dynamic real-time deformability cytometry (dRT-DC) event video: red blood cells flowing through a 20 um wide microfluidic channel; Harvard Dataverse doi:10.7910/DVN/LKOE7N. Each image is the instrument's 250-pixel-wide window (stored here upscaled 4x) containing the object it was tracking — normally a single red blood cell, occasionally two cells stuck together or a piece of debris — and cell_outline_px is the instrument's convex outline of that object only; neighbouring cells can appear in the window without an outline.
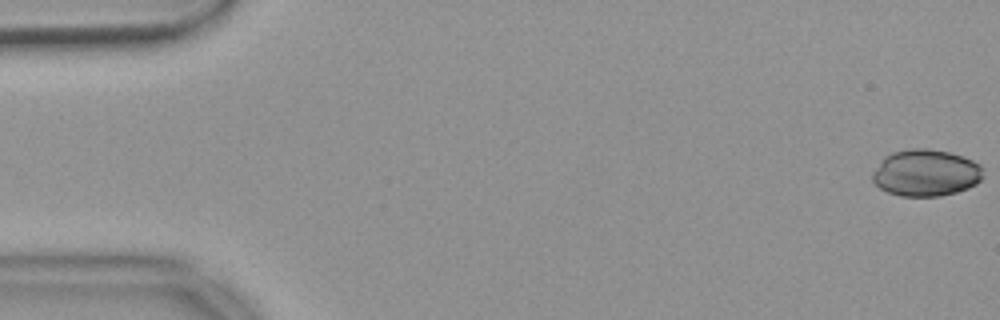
{"species": "common noctule bat (a hibernating species)", "species_latin": "Nyctalus noctula", "temperature_condition": "warm", "stored_images_in_passage": 55, "camera_frame_rate_fps": 3000, "um_per_image_px": 0.085, "animal": {"sex": "female", "body_mass_g": 18.4}, "frame": {"image": 1, "passage_image": 1, "time_ms": 0.0, "image_size_px": [1000, 320], "cell_outline_px": [[980, 180], [976, 184], [968, 188], [956, 192], [940, 196], [900, 196], [888, 192], [880, 188], [872, 180], [872, 172], [880, 160], [884, 156], [892, 152], [912, 148], [928, 148], [948, 152], [964, 156], [980, 164]], "centroid_in_image_um": [78.65, 14.68], "position_along_channel_um": 6.4, "area_um2": 30.17}}
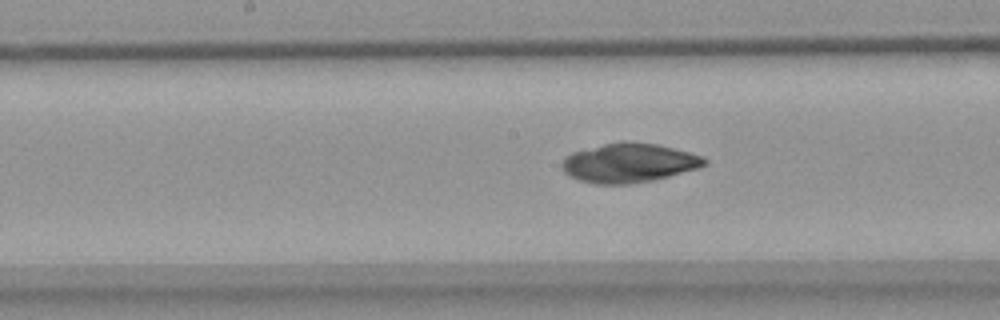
{"frame": {"image": 2, "passage_image": 28, "time_ms": 9.0, "image_size_px": [1000, 320], "cell_outline_px": [[708, 164], [700, 168], [656, 180], [632, 184], [592, 184], [568, 176], [560, 168], [560, 164], [564, 156], [572, 152], [620, 140], [624, 140], [656, 144], [704, 156], [708, 160]], "centroid_in_image_um": [53.45, 13.85], "position_along_channel_um": 194.7, "area_um2": 33.18}}
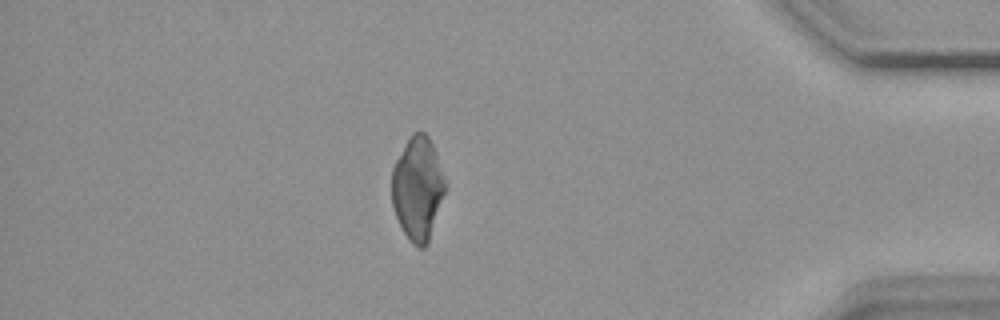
{"frame": {"image": 3, "passage_image": 48, "time_ms": 15.667, "image_size_px": [1000, 320], "cell_outline_px": [[448, 188], [428, 244], [424, 248], [416, 248], [408, 240], [392, 208], [392, 168], [408, 136], [412, 132], [424, 132], [428, 136], [436, 152], [448, 184]], "centroid_in_image_um": [35.54, 16.03], "position_along_channel_um": 399.7, "area_um2": 33.0}}